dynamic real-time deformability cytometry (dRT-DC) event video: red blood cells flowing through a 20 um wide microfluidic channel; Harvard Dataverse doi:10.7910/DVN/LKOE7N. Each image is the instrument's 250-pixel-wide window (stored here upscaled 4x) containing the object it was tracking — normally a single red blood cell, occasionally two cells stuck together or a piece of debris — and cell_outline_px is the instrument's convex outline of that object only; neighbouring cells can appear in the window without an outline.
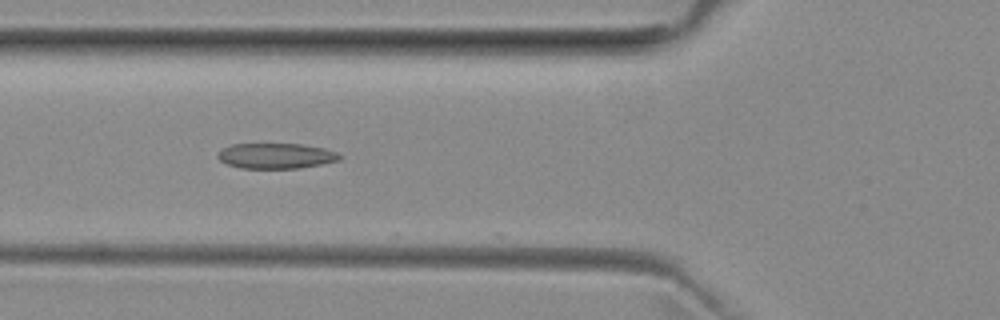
{"species": "common noctule bat (a hibernating species)", "species_latin": "Nyctalus noctula", "temperature_condition": "room temperature", "stored_images_in_passage": 42, "camera_frame_rate_fps": 3000, "um_per_image_px": 0.085, "animal": {"sex": "female", "body_mass_g": 29.2, "forearm_length_mm": 56.3}, "frame": {"image": 1, "passage_image": 9, "time_ms": 2.667, "image_size_px": [1000, 320], "cell_outline_px": [[344, 156], [340, 160], [300, 168], [240, 168], [228, 164], [220, 160], [216, 156], [216, 152], [232, 144], [304, 144], [324, 148], [336, 152]], "centroid_in_image_um": [23.47, 13.24], "position_along_channel_um": 102.3, "area_um2": 18.09}}
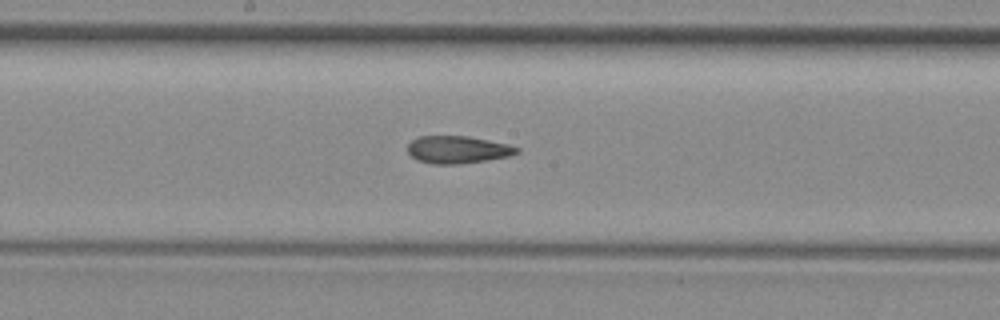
{"frame": {"image": 2, "passage_image": 17, "time_ms": 5.333, "image_size_px": [1000, 320], "cell_outline_px": [[520, 152], [508, 156], [488, 160], [460, 164], [432, 164], [416, 160], [408, 152], [408, 144], [416, 136], [468, 136], [508, 144], [520, 148]], "centroid_in_image_um": [38.89, 12.72], "position_along_channel_um": 209.3, "area_um2": 17.57}}
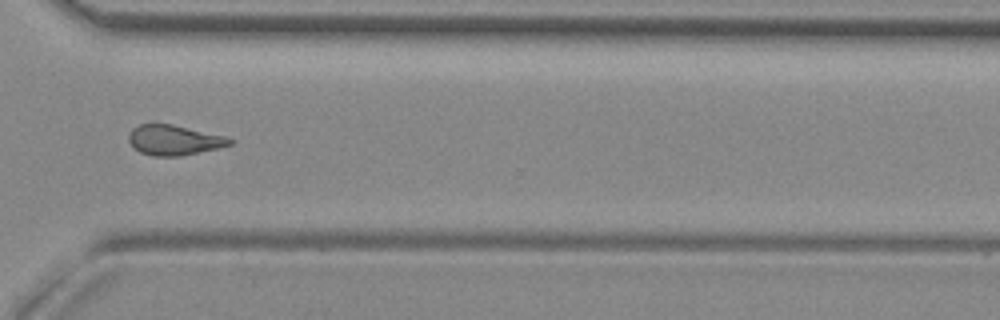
{"frame": {"image": 3, "passage_image": 28, "time_ms": 9.0, "image_size_px": [1000, 320], "cell_outline_px": [[236, 140], [232, 144], [220, 148], [180, 156], [152, 156], [140, 152], [128, 140], [128, 136], [132, 128], [140, 124], [172, 124], [228, 136]], "centroid_in_image_um": [14.86, 11.9], "position_along_channel_um": 355.7, "area_um2": 17.92}, "authors_computed_cell_mechanics": {"area_um2": 17.918, "velocity_mm_per_s": 4.0015, "shape_relaxation_time_tau1_ms": null, "shape_relaxation_time_tau2_ms": 2.4284, "deformation_change_tau1": null, "deformation_change_tau2": 0.1052}}